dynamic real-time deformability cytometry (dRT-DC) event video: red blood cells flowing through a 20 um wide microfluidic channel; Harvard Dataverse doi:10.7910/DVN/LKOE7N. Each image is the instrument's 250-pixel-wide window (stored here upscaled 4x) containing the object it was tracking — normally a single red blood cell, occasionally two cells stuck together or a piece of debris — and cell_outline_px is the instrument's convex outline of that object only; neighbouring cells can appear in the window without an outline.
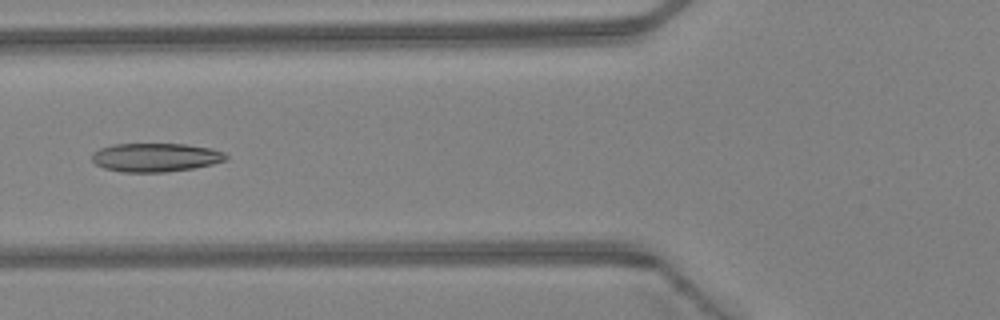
{"species": "Egyptian fruit bat (a non-hibernating species)", "species_latin": "Rousettus aegyptiacus", "temperature_condition": "warm", "stored_images_in_passage": 33, "camera_frame_rate_fps": 3000, "um_per_image_px": 0.085, "animal": {"sex": "female"}, "frame": {"image": 1, "passage_image": 9, "time_ms": 2.667, "image_size_px": [1000, 320], "cell_outline_px": [[228, 160], [212, 164], [192, 168], [164, 172], [120, 172], [104, 168], [96, 164], [92, 160], [92, 152], [100, 148], [112, 144], [184, 144], [208, 148], [224, 152], [228, 156]], "centroid_in_image_um": [13.2, 13.38], "position_along_channel_um": 112.6, "area_um2": 22.37}}
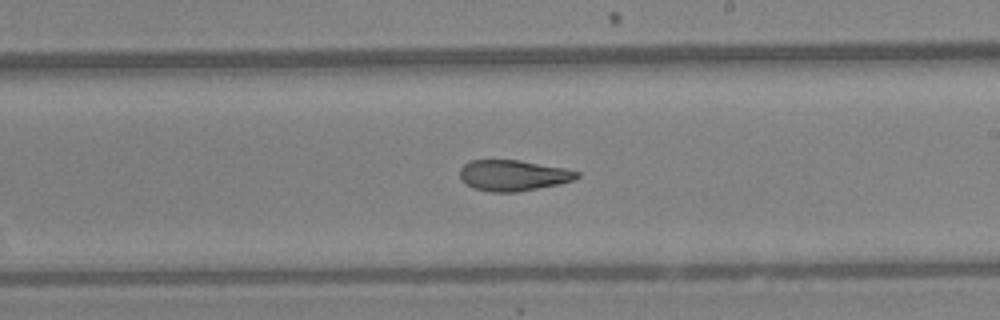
{"frame": {"image": 2, "passage_image": 18, "time_ms": 5.667, "image_size_px": [1000, 320], "cell_outline_px": [[580, 176], [572, 180], [560, 184], [516, 192], [488, 192], [476, 188], [460, 180], [460, 168], [464, 164], [472, 160], [520, 160], [564, 168], [580, 172]], "centroid_in_image_um": [43.62, 14.91], "position_along_channel_um": 245.4, "area_um2": 20.98}}
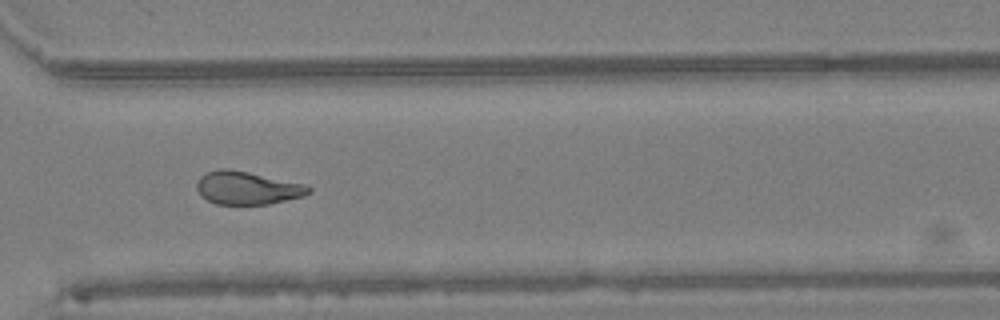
{"frame": {"image": 3, "passage_image": 25, "time_ms": 8.0, "image_size_px": [1000, 320], "cell_outline_px": [[312, 192], [304, 196], [268, 204], [216, 204], [200, 196], [196, 188], [196, 184], [200, 176], [208, 172], [220, 168], [228, 168], [308, 184], [312, 188]], "centroid_in_image_um": [21.04, 15.97], "position_along_channel_um": 349.6, "area_um2": 21.73}, "authors_computed_cell_mechanics": {"area_um2": 22.0218, "velocity_mm_per_s": 4.4475, "shape_relaxation_time_tau1_ms": 9.4577, "shape_relaxation_time_tau2_ms": 2.9302, "deformation_change_tau1": 0.2228, "deformation_change_tau2": 0.1019}}